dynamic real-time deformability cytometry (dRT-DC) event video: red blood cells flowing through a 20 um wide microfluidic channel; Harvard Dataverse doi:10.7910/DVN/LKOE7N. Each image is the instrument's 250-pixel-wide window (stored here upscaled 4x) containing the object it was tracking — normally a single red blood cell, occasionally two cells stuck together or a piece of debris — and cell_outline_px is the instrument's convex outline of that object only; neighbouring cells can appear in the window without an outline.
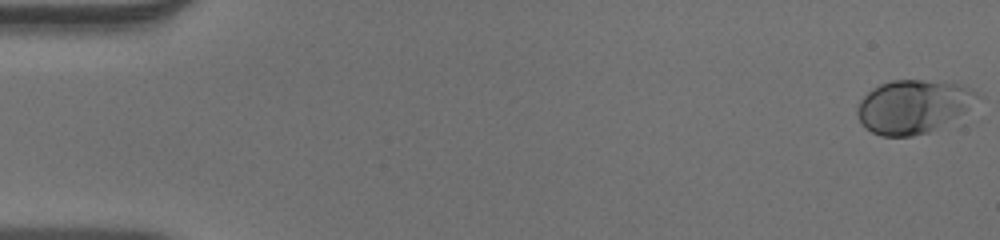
{"species": "human", "species_latin": "Homo sapiens", "temperature_condition": "warm", "stored_images_in_passage": 53, "camera_frame_rate_fps": 3000, "um_per_image_px": 0.085, "donor": {"sex": "male"}, "frame": {"image": 1, "passage_image": 1, "time_ms": 0.0, "image_size_px": [1000, 240], "cell_outline_px": [[976, 96], [968, 108], [956, 116], [936, 128], [928, 132], [912, 136], [880, 136], [872, 132], [860, 120], [856, 112], [856, 108], [860, 100], [872, 88], [880, 84], [892, 80], [924, 80], [956, 84], [972, 88], [976, 92]], "centroid_in_image_um": [77.54, 9.04], "position_along_channel_um": 7.5, "area_um2": 36.47}}
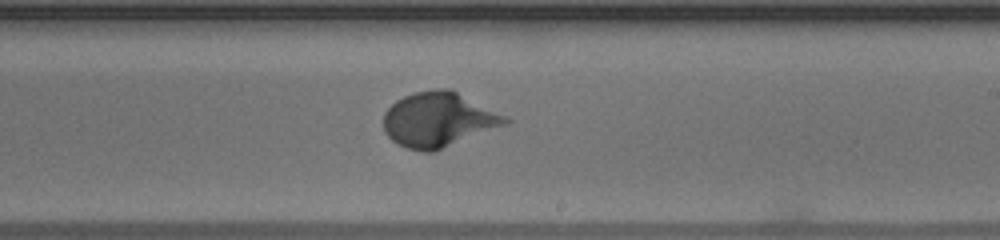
{"frame": {"image": 2, "passage_image": 32, "time_ms": 10.333, "image_size_px": [1000, 240], "cell_outline_px": [[512, 120], [508, 124], [432, 152], [420, 152], [408, 148], [392, 140], [384, 132], [384, 112], [396, 100], [404, 96], [416, 92], [436, 88], [448, 88]], "centroid_in_image_um": [37.23, 10.18], "position_along_channel_um": 251.8, "area_um2": 38.26}}
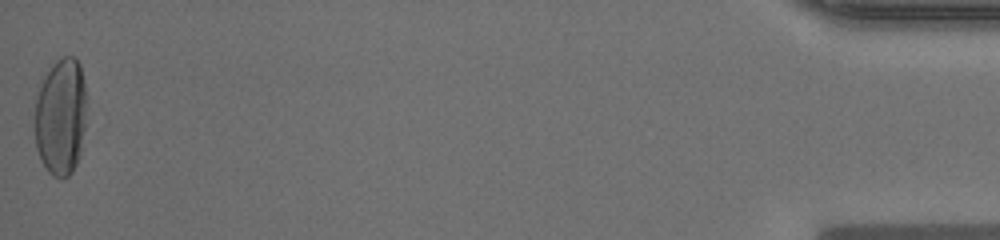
{"frame": {"image": 3, "passage_image": 53, "time_ms": 17.333, "image_size_px": [1000, 240], "cell_outline_px": [[84, 128], [80, 156], [72, 172], [68, 176], [60, 180], [52, 176], [48, 172], [40, 160], [36, 148], [36, 96], [40, 76], [60, 56], [72, 56], [80, 64], [84, 84]], "centroid_in_image_um": [5.13, 9.91], "position_along_channel_um": 430.1, "area_um2": 35.78}, "authors_computed_cell_mechanics": {"area_um2": 35.6048, "velocity_mm_per_s": 3.9031, "shape_relaxation_time_tau1_ms": 4.134, "shape_relaxation_time_tau2_ms": null, "deformation_change_tau1": 0.2174, "deformation_change_tau2": null}}